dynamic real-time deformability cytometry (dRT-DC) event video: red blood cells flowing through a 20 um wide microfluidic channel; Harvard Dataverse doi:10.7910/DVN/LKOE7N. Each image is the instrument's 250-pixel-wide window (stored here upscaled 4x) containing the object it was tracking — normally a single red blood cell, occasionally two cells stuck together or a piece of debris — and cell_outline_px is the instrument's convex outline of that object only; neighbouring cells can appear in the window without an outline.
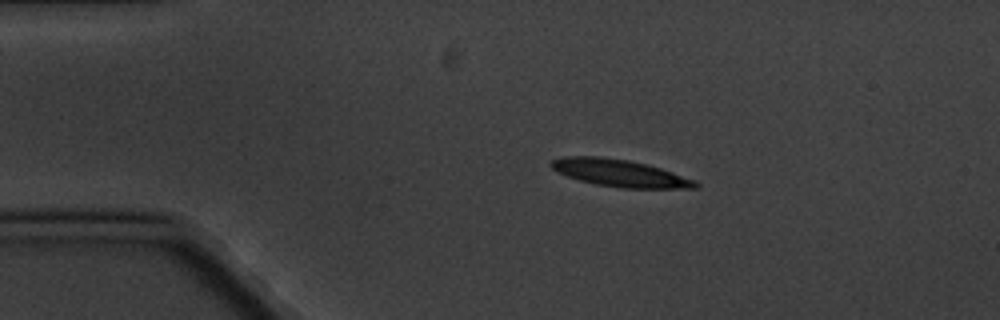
{"species": "common noctule bat (a hibernating species)", "species_latin": "Nyctalus noctula", "temperature_condition": "cold", "stored_images_in_passage": 7, "camera_frame_rate_fps": 3000, "um_per_image_px": 0.085, "animal": {"sex": "male", "body_mass_g": 20.1, "forearm_length_mm": 53.5}, "frame": {"image": 1, "passage_image": 1, "time_ms": 0.0, "image_size_px": [1000, 320], "cell_outline_px": [[700, 188], [620, 188], [596, 184], [580, 180], [556, 172], [548, 164], [552, 160], [564, 156], [600, 156], [628, 160], [660, 168], [696, 180], [700, 184]], "centroid_in_image_um": [52.68, 14.71], "position_along_channel_um": 32.3, "area_um2": 22.83}}
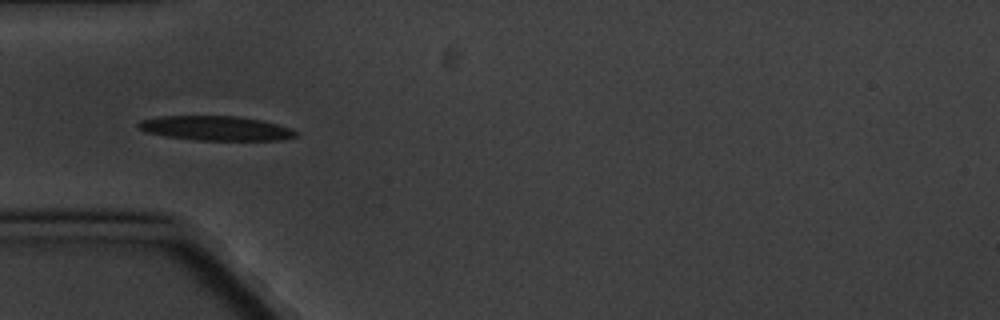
{"frame": {"image": 2, "passage_image": 3, "time_ms": 2.333, "image_size_px": [1000, 320], "cell_outline_px": [[296, 136], [280, 140], [196, 140], [168, 136], [144, 132], [136, 128], [136, 124], [140, 120], [160, 116], [236, 116], [264, 120], [288, 128], [296, 132]], "centroid_in_image_um": [18.27, 10.89], "position_along_channel_um": 66.7, "area_um2": 22.43}}